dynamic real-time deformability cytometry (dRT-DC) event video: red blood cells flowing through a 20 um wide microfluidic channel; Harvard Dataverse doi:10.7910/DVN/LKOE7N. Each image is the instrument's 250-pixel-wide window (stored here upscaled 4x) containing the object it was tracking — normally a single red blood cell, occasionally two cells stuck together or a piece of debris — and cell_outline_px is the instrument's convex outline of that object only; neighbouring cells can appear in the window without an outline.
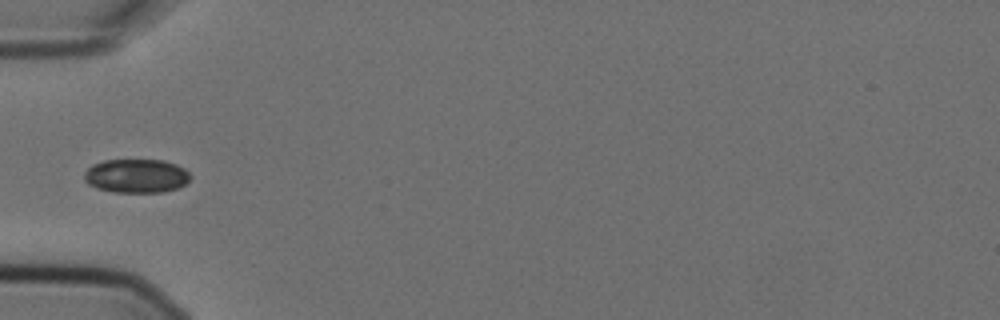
{"species": "Egyptian fruit bat (a non-hibernating species)", "species_latin": "Rousettus aegyptiacus", "temperature_condition": "cold", "stored_images_in_passage": 1, "camera_frame_rate_fps": 3000, "um_per_image_px": 0.085, "animal": {"sex": "female"}, "frame": {"image": 1, "passage_image": 1, "time_ms": 0.0, "image_size_px": [1000, 320], "cell_outline_px": [[192, 176], [180, 188], [164, 192], [112, 192], [96, 188], [88, 184], [84, 180], [84, 172], [92, 164], [104, 160], [164, 160], [176, 164], [184, 168]], "centroid_in_image_um": [11.58, 14.95], "position_along_channel_um": 73.4, "area_um2": 21.15}}